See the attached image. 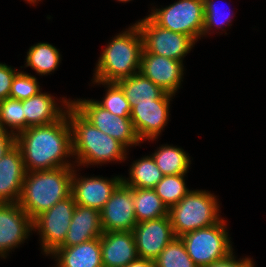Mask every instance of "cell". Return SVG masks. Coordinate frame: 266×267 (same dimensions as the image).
<instances>
[{"label": "cell", "instance_id": "obj_1", "mask_svg": "<svg viewBox=\"0 0 266 267\" xmlns=\"http://www.w3.org/2000/svg\"><path fill=\"white\" fill-rule=\"evenodd\" d=\"M16 146L21 151L26 172L75 166L71 163L72 130L67 112L54 123L30 126L19 132Z\"/></svg>", "mask_w": 266, "mask_h": 267}, {"label": "cell", "instance_id": "obj_2", "mask_svg": "<svg viewBox=\"0 0 266 267\" xmlns=\"http://www.w3.org/2000/svg\"><path fill=\"white\" fill-rule=\"evenodd\" d=\"M72 130V162L76 167L125 162L128 149L87 121L72 105L67 109Z\"/></svg>", "mask_w": 266, "mask_h": 267}, {"label": "cell", "instance_id": "obj_3", "mask_svg": "<svg viewBox=\"0 0 266 267\" xmlns=\"http://www.w3.org/2000/svg\"><path fill=\"white\" fill-rule=\"evenodd\" d=\"M102 50L92 80L117 83L140 72L143 39L136 23L112 37Z\"/></svg>", "mask_w": 266, "mask_h": 267}, {"label": "cell", "instance_id": "obj_4", "mask_svg": "<svg viewBox=\"0 0 266 267\" xmlns=\"http://www.w3.org/2000/svg\"><path fill=\"white\" fill-rule=\"evenodd\" d=\"M73 167L26 172L19 206L34 220L71 195Z\"/></svg>", "mask_w": 266, "mask_h": 267}, {"label": "cell", "instance_id": "obj_5", "mask_svg": "<svg viewBox=\"0 0 266 267\" xmlns=\"http://www.w3.org/2000/svg\"><path fill=\"white\" fill-rule=\"evenodd\" d=\"M217 198L208 190H190L179 203L171 206L168 216L175 237L218 223L222 218Z\"/></svg>", "mask_w": 266, "mask_h": 267}, {"label": "cell", "instance_id": "obj_6", "mask_svg": "<svg viewBox=\"0 0 266 267\" xmlns=\"http://www.w3.org/2000/svg\"><path fill=\"white\" fill-rule=\"evenodd\" d=\"M226 222L225 218H222L212 226L197 229L180 237L197 267L208 266L234 252Z\"/></svg>", "mask_w": 266, "mask_h": 267}, {"label": "cell", "instance_id": "obj_7", "mask_svg": "<svg viewBox=\"0 0 266 267\" xmlns=\"http://www.w3.org/2000/svg\"><path fill=\"white\" fill-rule=\"evenodd\" d=\"M151 9L148 16L160 27L190 36L196 42L202 38L203 0H178L165 7L154 6Z\"/></svg>", "mask_w": 266, "mask_h": 267}, {"label": "cell", "instance_id": "obj_8", "mask_svg": "<svg viewBox=\"0 0 266 267\" xmlns=\"http://www.w3.org/2000/svg\"><path fill=\"white\" fill-rule=\"evenodd\" d=\"M71 105L93 126L118 140L128 150L141 145L130 117H119L101 107L94 99L77 98L71 100Z\"/></svg>", "mask_w": 266, "mask_h": 267}, {"label": "cell", "instance_id": "obj_9", "mask_svg": "<svg viewBox=\"0 0 266 267\" xmlns=\"http://www.w3.org/2000/svg\"><path fill=\"white\" fill-rule=\"evenodd\" d=\"M143 39V49L148 53L184 62L196 41L187 35L164 29L149 16L136 21Z\"/></svg>", "mask_w": 266, "mask_h": 267}, {"label": "cell", "instance_id": "obj_10", "mask_svg": "<svg viewBox=\"0 0 266 267\" xmlns=\"http://www.w3.org/2000/svg\"><path fill=\"white\" fill-rule=\"evenodd\" d=\"M75 207L74 198L70 195L33 220V231L38 232L41 238L43 255L48 257L64 242Z\"/></svg>", "mask_w": 266, "mask_h": 267}, {"label": "cell", "instance_id": "obj_11", "mask_svg": "<svg viewBox=\"0 0 266 267\" xmlns=\"http://www.w3.org/2000/svg\"><path fill=\"white\" fill-rule=\"evenodd\" d=\"M175 95L165 93L153 102L137 103L131 109V121L134 130L142 143L155 141L164 131L169 121L170 102Z\"/></svg>", "mask_w": 266, "mask_h": 267}, {"label": "cell", "instance_id": "obj_12", "mask_svg": "<svg viewBox=\"0 0 266 267\" xmlns=\"http://www.w3.org/2000/svg\"><path fill=\"white\" fill-rule=\"evenodd\" d=\"M80 169L73 167L71 195L76 204L101 211L112 193L122 183L123 175L112 178L99 176H82ZM80 176V177H79Z\"/></svg>", "mask_w": 266, "mask_h": 267}, {"label": "cell", "instance_id": "obj_13", "mask_svg": "<svg viewBox=\"0 0 266 267\" xmlns=\"http://www.w3.org/2000/svg\"><path fill=\"white\" fill-rule=\"evenodd\" d=\"M33 231V220L18 203H0V258L18 248Z\"/></svg>", "mask_w": 266, "mask_h": 267}, {"label": "cell", "instance_id": "obj_14", "mask_svg": "<svg viewBox=\"0 0 266 267\" xmlns=\"http://www.w3.org/2000/svg\"><path fill=\"white\" fill-rule=\"evenodd\" d=\"M100 213L103 232L133 231L137 224L133 188L121 183Z\"/></svg>", "mask_w": 266, "mask_h": 267}, {"label": "cell", "instance_id": "obj_15", "mask_svg": "<svg viewBox=\"0 0 266 267\" xmlns=\"http://www.w3.org/2000/svg\"><path fill=\"white\" fill-rule=\"evenodd\" d=\"M184 71L183 62L142 50L140 73L165 92L176 95L182 86Z\"/></svg>", "mask_w": 266, "mask_h": 267}, {"label": "cell", "instance_id": "obj_16", "mask_svg": "<svg viewBox=\"0 0 266 267\" xmlns=\"http://www.w3.org/2000/svg\"><path fill=\"white\" fill-rule=\"evenodd\" d=\"M133 235L138 256L153 261L175 238L169 216L137 223Z\"/></svg>", "mask_w": 266, "mask_h": 267}, {"label": "cell", "instance_id": "obj_17", "mask_svg": "<svg viewBox=\"0 0 266 267\" xmlns=\"http://www.w3.org/2000/svg\"><path fill=\"white\" fill-rule=\"evenodd\" d=\"M53 96L48 92L40 91L28 99L22 100L25 129L30 126L54 123L66 114L67 109L71 106V99L61 97V100L59 99L61 104H59L58 98Z\"/></svg>", "mask_w": 266, "mask_h": 267}, {"label": "cell", "instance_id": "obj_18", "mask_svg": "<svg viewBox=\"0 0 266 267\" xmlns=\"http://www.w3.org/2000/svg\"><path fill=\"white\" fill-rule=\"evenodd\" d=\"M25 175L21 151L15 145L0 159V203H18Z\"/></svg>", "mask_w": 266, "mask_h": 267}, {"label": "cell", "instance_id": "obj_19", "mask_svg": "<svg viewBox=\"0 0 266 267\" xmlns=\"http://www.w3.org/2000/svg\"><path fill=\"white\" fill-rule=\"evenodd\" d=\"M100 245L103 267H126L139 257L133 231L103 232Z\"/></svg>", "mask_w": 266, "mask_h": 267}, {"label": "cell", "instance_id": "obj_20", "mask_svg": "<svg viewBox=\"0 0 266 267\" xmlns=\"http://www.w3.org/2000/svg\"><path fill=\"white\" fill-rule=\"evenodd\" d=\"M102 233L100 211L76 204L68 232L59 247H70L100 238Z\"/></svg>", "mask_w": 266, "mask_h": 267}, {"label": "cell", "instance_id": "obj_21", "mask_svg": "<svg viewBox=\"0 0 266 267\" xmlns=\"http://www.w3.org/2000/svg\"><path fill=\"white\" fill-rule=\"evenodd\" d=\"M50 258H54V267H103L100 238L73 245L58 247Z\"/></svg>", "mask_w": 266, "mask_h": 267}, {"label": "cell", "instance_id": "obj_22", "mask_svg": "<svg viewBox=\"0 0 266 267\" xmlns=\"http://www.w3.org/2000/svg\"><path fill=\"white\" fill-rule=\"evenodd\" d=\"M117 84L124 91L131 109L137 103L153 102L166 93L140 72L118 81Z\"/></svg>", "mask_w": 266, "mask_h": 267}, {"label": "cell", "instance_id": "obj_23", "mask_svg": "<svg viewBox=\"0 0 266 267\" xmlns=\"http://www.w3.org/2000/svg\"><path fill=\"white\" fill-rule=\"evenodd\" d=\"M129 177H122V183L129 188L153 189L164 177L152 155L136 159L130 165Z\"/></svg>", "mask_w": 266, "mask_h": 267}, {"label": "cell", "instance_id": "obj_24", "mask_svg": "<svg viewBox=\"0 0 266 267\" xmlns=\"http://www.w3.org/2000/svg\"><path fill=\"white\" fill-rule=\"evenodd\" d=\"M61 58L60 50L54 45L39 42L28 49L24 67H30L40 76L50 75L60 66Z\"/></svg>", "mask_w": 266, "mask_h": 267}, {"label": "cell", "instance_id": "obj_25", "mask_svg": "<svg viewBox=\"0 0 266 267\" xmlns=\"http://www.w3.org/2000/svg\"><path fill=\"white\" fill-rule=\"evenodd\" d=\"M151 155L164 175L187 174L191 167L189 153L182 147L163 144L157 147Z\"/></svg>", "mask_w": 266, "mask_h": 267}, {"label": "cell", "instance_id": "obj_26", "mask_svg": "<svg viewBox=\"0 0 266 267\" xmlns=\"http://www.w3.org/2000/svg\"><path fill=\"white\" fill-rule=\"evenodd\" d=\"M134 210L137 223L168 216V207L154 189L133 188Z\"/></svg>", "mask_w": 266, "mask_h": 267}, {"label": "cell", "instance_id": "obj_27", "mask_svg": "<svg viewBox=\"0 0 266 267\" xmlns=\"http://www.w3.org/2000/svg\"><path fill=\"white\" fill-rule=\"evenodd\" d=\"M185 176L186 174L164 175V177L153 188L168 209L179 203L180 200L190 191L185 182Z\"/></svg>", "mask_w": 266, "mask_h": 267}, {"label": "cell", "instance_id": "obj_28", "mask_svg": "<svg viewBox=\"0 0 266 267\" xmlns=\"http://www.w3.org/2000/svg\"><path fill=\"white\" fill-rule=\"evenodd\" d=\"M94 85L105 86L106 92L102 100H96V102L104 109L111 113L118 115L119 117H130L131 107L124 94V91L117 83H106L100 81L91 80Z\"/></svg>", "mask_w": 266, "mask_h": 267}, {"label": "cell", "instance_id": "obj_29", "mask_svg": "<svg viewBox=\"0 0 266 267\" xmlns=\"http://www.w3.org/2000/svg\"><path fill=\"white\" fill-rule=\"evenodd\" d=\"M154 262L155 267H197L180 237L173 238Z\"/></svg>", "mask_w": 266, "mask_h": 267}, {"label": "cell", "instance_id": "obj_30", "mask_svg": "<svg viewBox=\"0 0 266 267\" xmlns=\"http://www.w3.org/2000/svg\"><path fill=\"white\" fill-rule=\"evenodd\" d=\"M0 128L15 135L25 130L22 101L12 98L0 100Z\"/></svg>", "mask_w": 266, "mask_h": 267}, {"label": "cell", "instance_id": "obj_31", "mask_svg": "<svg viewBox=\"0 0 266 267\" xmlns=\"http://www.w3.org/2000/svg\"><path fill=\"white\" fill-rule=\"evenodd\" d=\"M219 2V1H218ZM218 2L214 0H203L204 3V26L202 32V38L207 35H211V31L213 30H222L227 35L224 27L231 26L233 13H225L222 7L218 6ZM223 10H222V9ZM227 8V7H226ZM215 28V29H214Z\"/></svg>", "mask_w": 266, "mask_h": 267}, {"label": "cell", "instance_id": "obj_32", "mask_svg": "<svg viewBox=\"0 0 266 267\" xmlns=\"http://www.w3.org/2000/svg\"><path fill=\"white\" fill-rule=\"evenodd\" d=\"M39 84L38 79L34 75L19 70L14 76L9 98L20 101L28 99L42 91Z\"/></svg>", "mask_w": 266, "mask_h": 267}, {"label": "cell", "instance_id": "obj_33", "mask_svg": "<svg viewBox=\"0 0 266 267\" xmlns=\"http://www.w3.org/2000/svg\"><path fill=\"white\" fill-rule=\"evenodd\" d=\"M18 70L5 63H0V100L9 98L11 85Z\"/></svg>", "mask_w": 266, "mask_h": 267}, {"label": "cell", "instance_id": "obj_34", "mask_svg": "<svg viewBox=\"0 0 266 267\" xmlns=\"http://www.w3.org/2000/svg\"><path fill=\"white\" fill-rule=\"evenodd\" d=\"M235 252H232L229 256L226 258L213 262L212 264L204 267H255V262L253 261V258L244 257V258H237L234 254Z\"/></svg>", "mask_w": 266, "mask_h": 267}, {"label": "cell", "instance_id": "obj_35", "mask_svg": "<svg viewBox=\"0 0 266 267\" xmlns=\"http://www.w3.org/2000/svg\"><path fill=\"white\" fill-rule=\"evenodd\" d=\"M16 145V135L0 128V159Z\"/></svg>", "mask_w": 266, "mask_h": 267}, {"label": "cell", "instance_id": "obj_36", "mask_svg": "<svg viewBox=\"0 0 266 267\" xmlns=\"http://www.w3.org/2000/svg\"><path fill=\"white\" fill-rule=\"evenodd\" d=\"M126 267H155V262L153 260L138 257Z\"/></svg>", "mask_w": 266, "mask_h": 267}, {"label": "cell", "instance_id": "obj_37", "mask_svg": "<svg viewBox=\"0 0 266 267\" xmlns=\"http://www.w3.org/2000/svg\"><path fill=\"white\" fill-rule=\"evenodd\" d=\"M26 1L28 4H32V5H37V3H39L41 0H24Z\"/></svg>", "mask_w": 266, "mask_h": 267}, {"label": "cell", "instance_id": "obj_38", "mask_svg": "<svg viewBox=\"0 0 266 267\" xmlns=\"http://www.w3.org/2000/svg\"><path fill=\"white\" fill-rule=\"evenodd\" d=\"M116 1L122 2V3H127V2L132 1V0H116Z\"/></svg>", "mask_w": 266, "mask_h": 267}]
</instances>
